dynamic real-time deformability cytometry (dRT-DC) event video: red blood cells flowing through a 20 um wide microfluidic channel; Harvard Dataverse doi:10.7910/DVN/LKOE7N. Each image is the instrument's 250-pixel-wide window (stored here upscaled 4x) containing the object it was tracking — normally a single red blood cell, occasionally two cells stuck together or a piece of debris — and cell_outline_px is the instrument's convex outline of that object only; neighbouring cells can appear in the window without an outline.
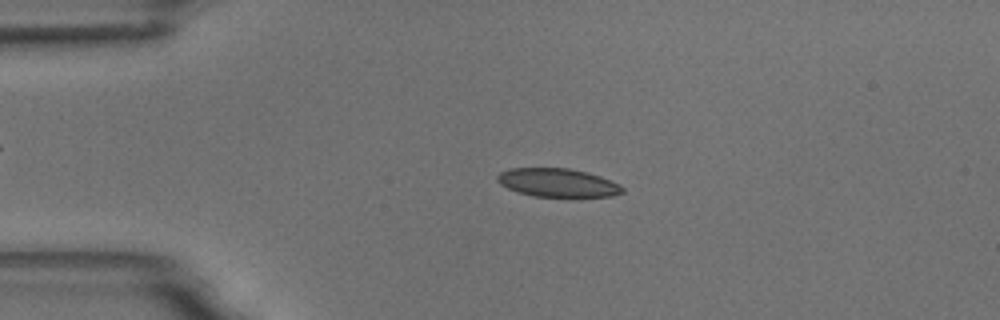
{"species": "common noctule bat (a hibernating species)", "species_latin": "Nyctalus noctula", "temperature_condition": "room temperature", "stored_images_in_passage": 4, "camera_frame_rate_fps": 3000, "um_per_image_px": 0.085, "animal": {"sex": "male", "body_mass_g": 18.8}, "frame": {"image": 1, "passage_image": 3, "time_ms": 2.333, "image_size_px": [1000, 320], "cell_outline_px": [[624, 192], [612, 196], [572, 200], [532, 196], [516, 192], [500, 184], [496, 180], [496, 176], [500, 172], [508, 168], [568, 168], [588, 172], [600, 176], [620, 184], [624, 188]], "centroid_in_image_um": [47.44, 15.58], "position_along_channel_um": 37.6, "area_um2": 21.96}}